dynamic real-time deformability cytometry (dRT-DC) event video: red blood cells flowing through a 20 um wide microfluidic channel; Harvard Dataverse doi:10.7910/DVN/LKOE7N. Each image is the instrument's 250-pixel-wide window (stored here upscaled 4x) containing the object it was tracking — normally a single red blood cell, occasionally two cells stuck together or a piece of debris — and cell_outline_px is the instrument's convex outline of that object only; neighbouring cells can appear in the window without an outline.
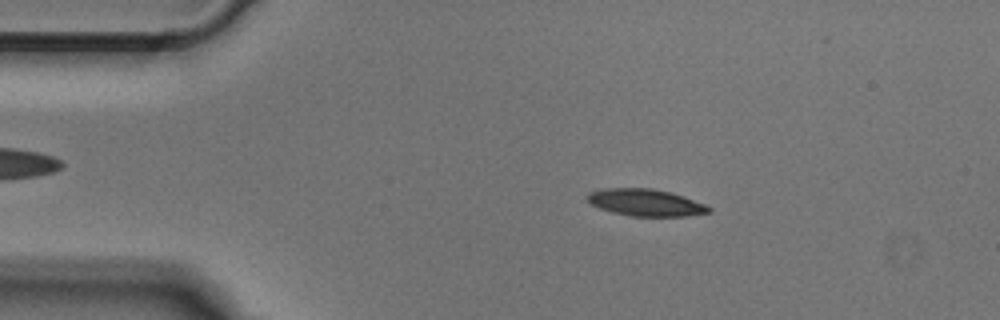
{"species": "Egyptian fruit bat (a non-hibernating species)", "species_latin": "Rousettus aegyptiacus", "temperature_condition": "cold", "stored_images_in_passage": 49, "camera_frame_rate_fps": 3000, "um_per_image_px": 0.085, "animal": {"sex": "male"}, "frame": {"image": 1, "passage_image": 8, "time_ms": 2.333, "image_size_px": [1000, 320], "cell_outline_px": [[712, 212], [688, 216], [632, 216], [612, 212], [600, 208], [592, 204], [588, 200], [588, 192], [604, 188], [652, 188], [684, 196], [704, 204], [712, 208]], "centroid_in_image_um": [54.9, 17.22], "position_along_channel_um": 30.1, "area_um2": 19.02}}
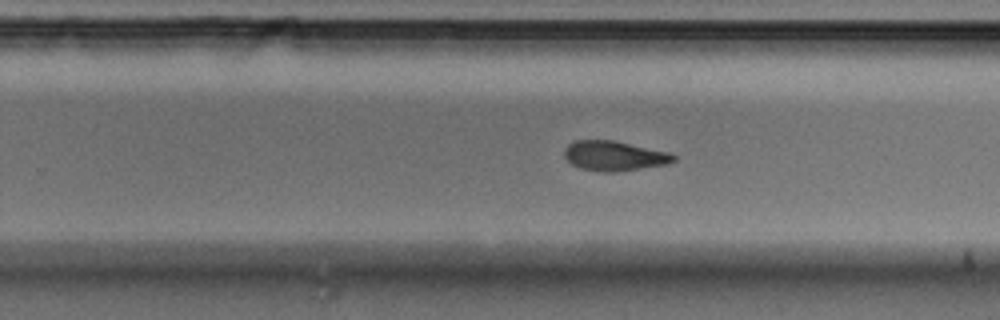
{"frame": {"image": 2, "passage_image": 30, "time_ms": 9.667, "image_size_px": [1000, 320], "cell_outline_px": [[676, 160], [664, 164], [640, 168], [612, 172], [600, 172], [580, 168], [572, 164], [564, 156], [564, 148], [568, 144], [576, 140], [612, 140], [672, 152], [676, 156]], "centroid_in_image_um": [52.2, 13.24], "position_along_channel_um": 277.6, "area_um2": 18.96}}
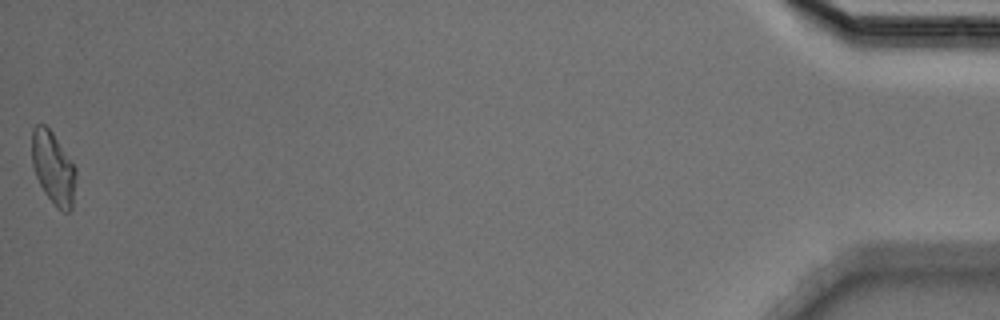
{"frame": {"image": 3, "passage_image": 49, "time_ms": 16.0, "image_size_px": [1000, 320], "cell_outline_px": [[76, 180], [72, 208], [68, 212], [64, 212], [56, 208], [44, 192], [36, 176], [32, 164], [32, 128], [36, 124], [44, 124], [52, 132], [76, 168]], "centroid_in_image_um": [4.52, 14.3], "position_along_channel_um": 430.7, "area_um2": 18.61}}